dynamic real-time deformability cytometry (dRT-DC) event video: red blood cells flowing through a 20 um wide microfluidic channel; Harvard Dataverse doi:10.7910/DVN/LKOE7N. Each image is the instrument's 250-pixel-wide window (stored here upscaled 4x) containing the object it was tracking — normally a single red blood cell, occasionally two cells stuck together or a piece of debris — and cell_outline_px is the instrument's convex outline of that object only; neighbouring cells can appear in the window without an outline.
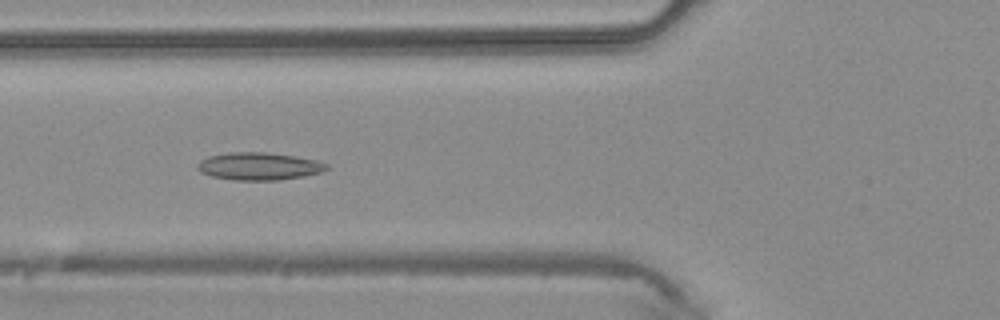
{"species": "common noctule bat (a hibernating species)", "species_latin": "Nyctalus noctula", "temperature_condition": "warm", "stored_images_in_passage": 43, "camera_frame_rate_fps": 3000, "um_per_image_px": 0.085, "animal": {"sex": "male", "body_mass_g": 20.4}, "frame": {"image": 1, "passage_image": 16, "time_ms": 5.0, "image_size_px": [1000, 320], "cell_outline_px": [[328, 168], [320, 172], [304, 176], [276, 180], [232, 180], [212, 176], [200, 172], [196, 168], [196, 164], [200, 160], [208, 156], [228, 152], [264, 152], [296, 156], [316, 160], [328, 164]], "centroid_in_image_um": [21.97, 14.12], "position_along_channel_um": 103.8, "area_um2": 20.81}}
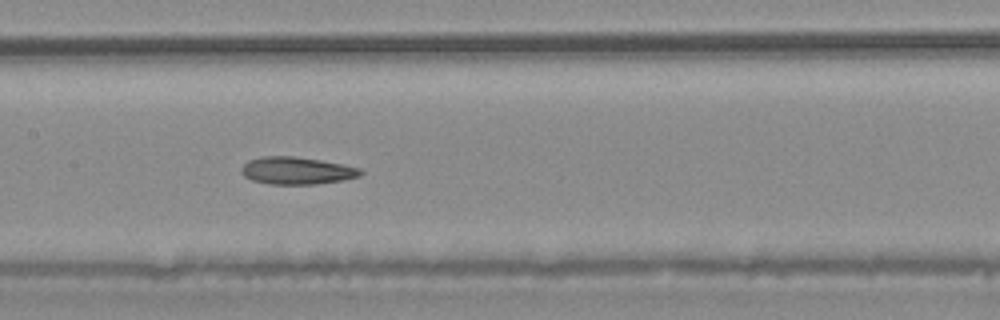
{"frame": {"image": 2, "passage_image": 21, "time_ms": 6.667, "image_size_px": [1000, 320], "cell_outline_px": [[364, 172], [360, 176], [344, 180], [316, 184], [268, 184], [252, 180], [244, 176], [240, 172], [240, 168], [248, 160], [264, 156], [296, 156], [344, 164], [360, 168]], "centroid_in_image_um": [25.23, 14.5], "position_along_channel_um": 182.2, "area_um2": 19.19}}
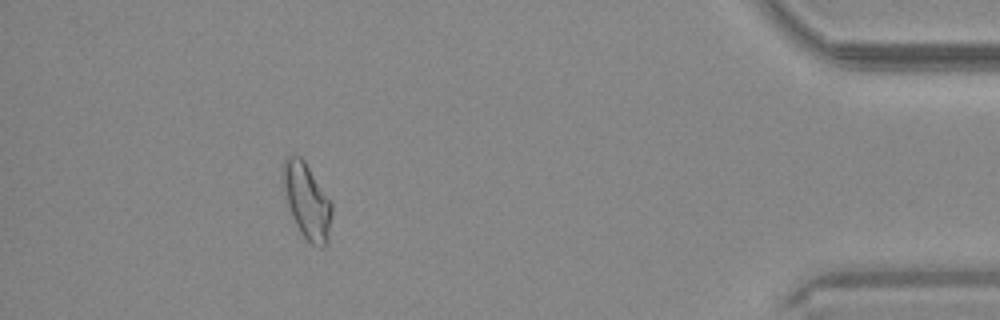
{"frame": {"image": 3, "passage_image": 39, "time_ms": 12.667, "image_size_px": [1000, 320], "cell_outline_px": [[332, 212], [328, 244], [324, 248], [320, 248], [312, 244], [300, 232], [292, 216], [288, 204], [280, 176], [284, 160], [288, 156], [300, 156], [304, 160], [332, 200]], "centroid_in_image_um": [26.11, 17.08], "position_along_channel_um": 409.1, "area_um2": 21.79}}